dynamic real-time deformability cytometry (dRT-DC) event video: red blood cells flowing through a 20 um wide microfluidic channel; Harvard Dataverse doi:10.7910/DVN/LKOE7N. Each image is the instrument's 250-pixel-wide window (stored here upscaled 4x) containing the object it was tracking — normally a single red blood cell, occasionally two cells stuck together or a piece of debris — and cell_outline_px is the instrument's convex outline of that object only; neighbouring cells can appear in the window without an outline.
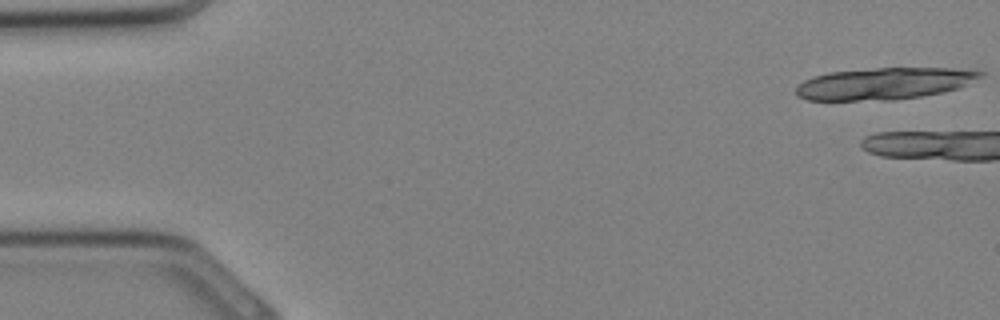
{"species": "Egyptian fruit bat (a non-hibernating species)", "species_latin": "Rousettus aegyptiacus", "temperature_condition": "cold", "stored_images_in_passage": 4, "camera_frame_rate_fps": 3000, "um_per_image_px": 0.085, "animal": {"sex": "female"}, "frame": {"image": 1, "passage_image": 1, "time_ms": 0.0, "image_size_px": [1000, 320], "cell_outline_px": [[984, 72], [980, 76], [956, 88], [944, 92], [920, 96], [892, 100], [808, 100], [800, 96], [796, 92], [796, 88], [804, 80], [828, 72], [876, 68], [976, 68]], "centroid_in_image_um": [75.18, 7.09], "position_along_channel_um": 9.8, "area_um2": 33.87}}